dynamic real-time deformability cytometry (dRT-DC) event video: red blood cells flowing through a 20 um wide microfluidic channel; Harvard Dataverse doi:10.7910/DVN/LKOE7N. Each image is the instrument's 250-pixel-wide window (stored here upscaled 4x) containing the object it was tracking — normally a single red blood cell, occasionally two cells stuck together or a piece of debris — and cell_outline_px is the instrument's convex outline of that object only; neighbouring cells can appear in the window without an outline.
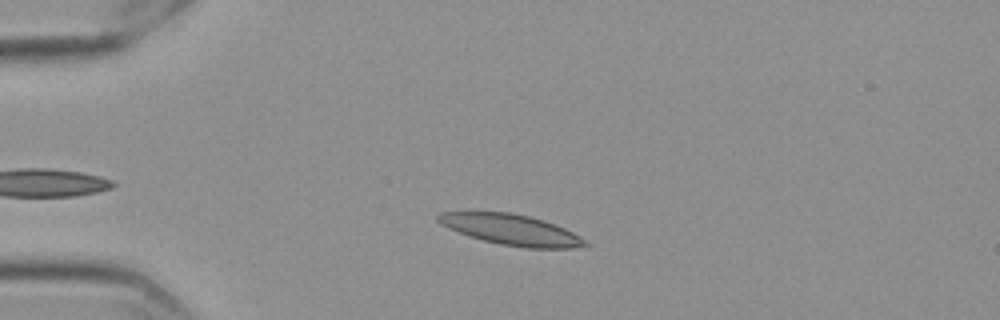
{"species": "Egyptian fruit bat (a non-hibernating species)", "species_latin": "Rousettus aegyptiacus", "temperature_condition": "cold", "stored_images_in_passage": 48, "camera_frame_rate_fps": 3000, "um_per_image_px": 0.085, "frame": {"image": 1, "passage_image": 10, "time_ms": 3.0, "image_size_px": [1000, 320], "cell_outline_px": [[592, 244], [572, 248], [528, 248], [500, 244], [468, 236], [436, 220], [436, 216], [440, 212], [512, 212], [544, 220], [564, 228], [572, 232]], "centroid_in_image_um": [43.49, 19.52], "position_along_channel_um": 41.5, "area_um2": 25.89}}
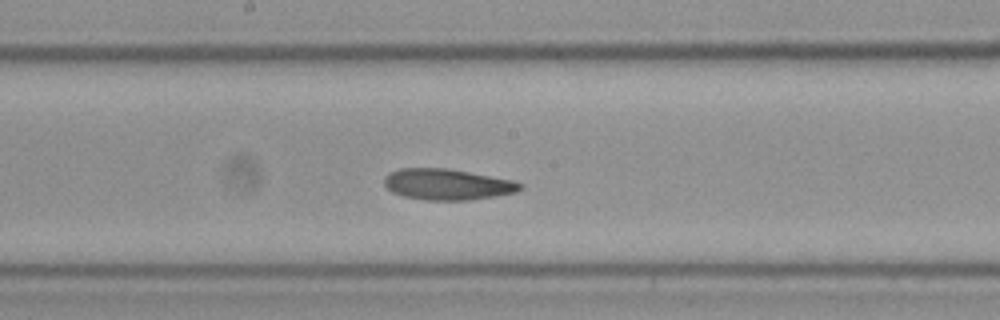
{"frame": {"image": 2, "passage_image": 27, "time_ms": 8.667, "image_size_px": [1000, 320], "cell_outline_px": [[524, 188], [516, 192], [496, 196], [468, 200], [424, 200], [404, 196], [392, 192], [384, 184], [384, 176], [400, 168], [448, 168], [512, 180], [524, 184]], "centroid_in_image_um": [38.04, 15.67], "position_along_channel_um": 210.2, "area_um2": 24.57}}
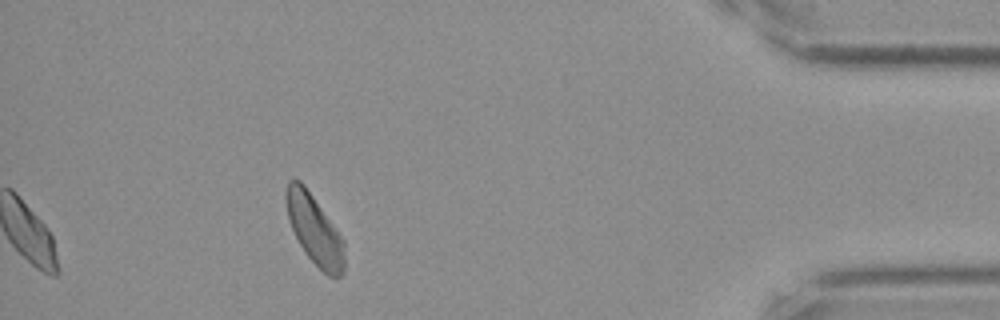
{"frame": {"image": 3, "passage_image": 48, "time_ms": 15.667, "image_size_px": [1000, 320], "cell_outline_px": [[344, 272], [336, 280], [328, 276], [304, 252], [292, 228], [288, 216], [284, 192], [288, 180], [300, 180], [304, 184], [344, 240]], "centroid_in_image_um": [26.74, 19.54], "position_along_channel_um": 408.5, "area_um2": 23.41}, "authors_computed_cell_mechanics": {"area_um2": 24.6228, "velocity_mm_per_s": 3.5271, "shape_relaxation_time_tau1_ms": 11.1886, "shape_relaxation_time_tau2_ms": 5.583, "deformation_change_tau1": 0.2009, "deformation_change_tau2": 0.121}}